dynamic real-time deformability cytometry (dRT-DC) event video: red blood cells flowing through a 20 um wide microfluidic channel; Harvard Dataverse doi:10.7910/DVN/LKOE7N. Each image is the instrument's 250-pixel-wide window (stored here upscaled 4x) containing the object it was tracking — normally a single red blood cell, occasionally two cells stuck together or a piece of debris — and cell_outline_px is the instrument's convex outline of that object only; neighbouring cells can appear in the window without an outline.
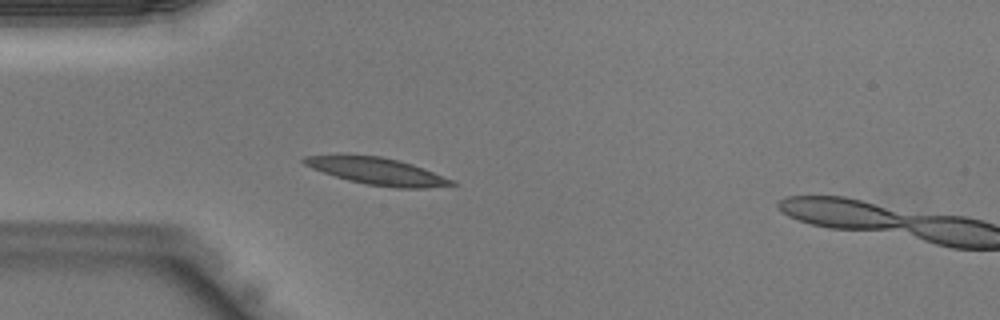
{"species": "Egyptian fruit bat (a non-hibernating species)", "species_latin": "Rousettus aegyptiacus", "temperature_condition": "warm", "stored_images_in_passage": 32, "camera_frame_rate_fps": 3000, "um_per_image_px": 0.085, "animal": {"sex": "male"}, "frame": {"image": 1, "passage_image": 8, "time_ms": 2.333, "image_size_px": [1000, 320], "cell_outline_px": [[456, 184], [428, 188], [396, 188], [368, 184], [348, 180], [312, 168], [304, 164], [300, 160], [304, 156], [380, 156], [400, 160], [424, 168], [452, 180]], "centroid_in_image_um": [32.09, 14.56], "position_along_channel_um": 52.9, "area_um2": 22.6}}
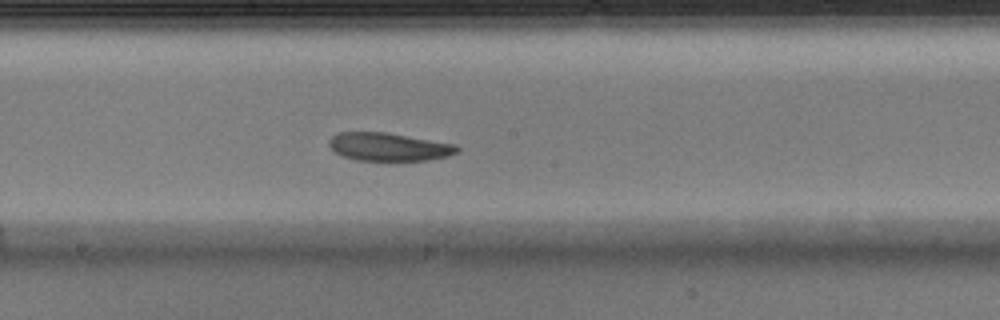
{"frame": {"image": 2, "passage_image": 19, "time_ms": 6.0, "image_size_px": [1000, 320], "cell_outline_px": [[460, 148], [456, 152], [448, 156], [428, 160], [388, 164], [356, 160], [344, 156], [336, 152], [328, 144], [328, 140], [336, 132], [384, 132], [456, 144]], "centroid_in_image_um": [33.04, 12.53], "position_along_channel_um": 215.2, "area_um2": 21.85}}
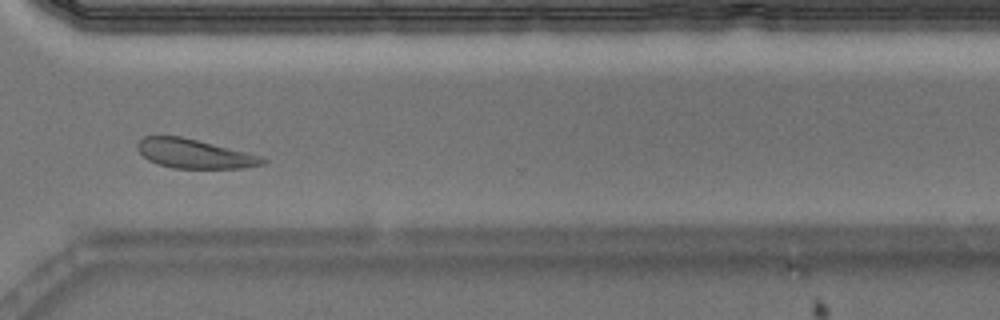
{"frame": {"image": 3, "passage_image": 28, "time_ms": 9.0, "image_size_px": [1000, 320], "cell_outline_px": [[268, 164], [244, 168], [172, 168], [148, 160], [136, 148], [136, 144], [144, 136], [180, 136], [260, 156], [268, 160]], "centroid_in_image_um": [16.52, 13.08], "position_along_channel_um": 354.1, "area_um2": 20.98}}